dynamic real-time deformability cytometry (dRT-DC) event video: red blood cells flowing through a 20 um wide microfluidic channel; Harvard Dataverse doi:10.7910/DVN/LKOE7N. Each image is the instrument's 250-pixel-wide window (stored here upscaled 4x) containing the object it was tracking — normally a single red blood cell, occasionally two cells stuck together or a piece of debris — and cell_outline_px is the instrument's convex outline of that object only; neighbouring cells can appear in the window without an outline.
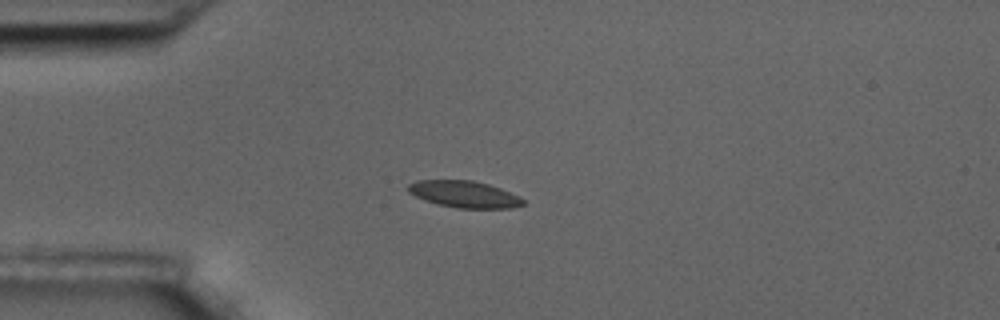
{"species": "common noctule bat (a hibernating species)", "species_latin": "Nyctalus noctula", "temperature_condition": "room temperature", "stored_images_in_passage": 14, "camera_frame_rate_fps": 3000, "um_per_image_px": 0.085, "animal": {"sex": "male", "body_mass_g": 17.5, "forearm_length_mm": 52.3}, "frame": {"image": 1, "passage_image": 3, "time_ms": 0.667, "image_size_px": [1000, 320], "cell_outline_px": [[524, 204], [512, 208], [456, 208], [436, 204], [424, 200], [408, 192], [408, 184], [416, 180], [472, 180], [488, 184], [500, 188], [520, 196], [524, 200]], "centroid_in_image_um": [39.46, 16.51], "position_along_channel_um": 45.5, "area_um2": 17.98}}
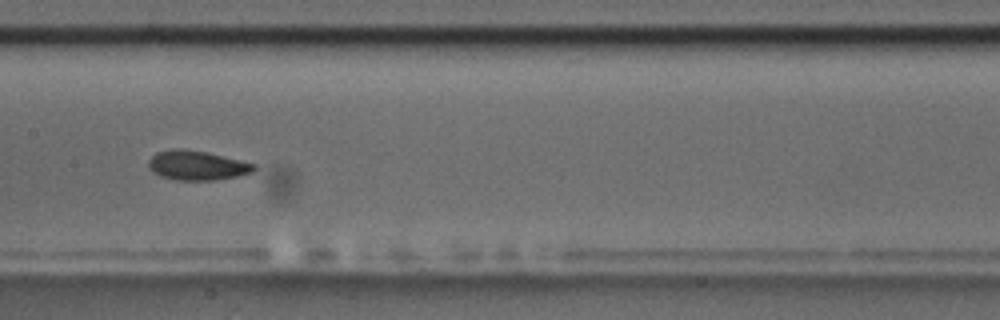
{"frame": {"image": 2, "passage_image": 7, "time_ms": 2.0, "image_size_px": [1000, 320], "cell_outline_px": [[256, 168], [252, 172], [236, 176], [212, 180], [176, 180], [160, 176], [152, 172], [148, 168], [148, 160], [156, 152], [172, 148], [184, 148], [204, 152], [256, 164]], "centroid_in_image_um": [16.68, 14.05], "position_along_channel_um": 190.7, "area_um2": 18.03}}
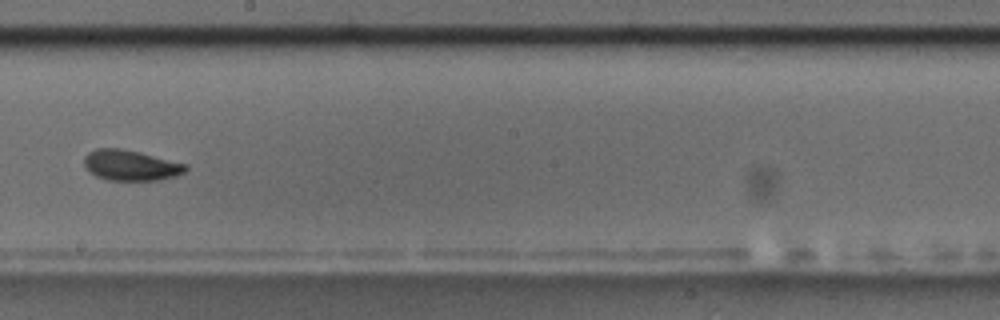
{"frame": {"image": 3, "passage_image": 8, "time_ms": 2.333, "image_size_px": [1000, 320], "cell_outline_px": [[188, 168], [184, 172], [176, 176], [160, 180], [108, 180], [96, 176], [88, 172], [84, 164], [84, 156], [88, 152], [96, 148], [120, 148], [140, 152], [188, 164]], "centroid_in_image_um": [11.1, 14.05], "position_along_channel_um": 237.1, "area_um2": 18.26}}